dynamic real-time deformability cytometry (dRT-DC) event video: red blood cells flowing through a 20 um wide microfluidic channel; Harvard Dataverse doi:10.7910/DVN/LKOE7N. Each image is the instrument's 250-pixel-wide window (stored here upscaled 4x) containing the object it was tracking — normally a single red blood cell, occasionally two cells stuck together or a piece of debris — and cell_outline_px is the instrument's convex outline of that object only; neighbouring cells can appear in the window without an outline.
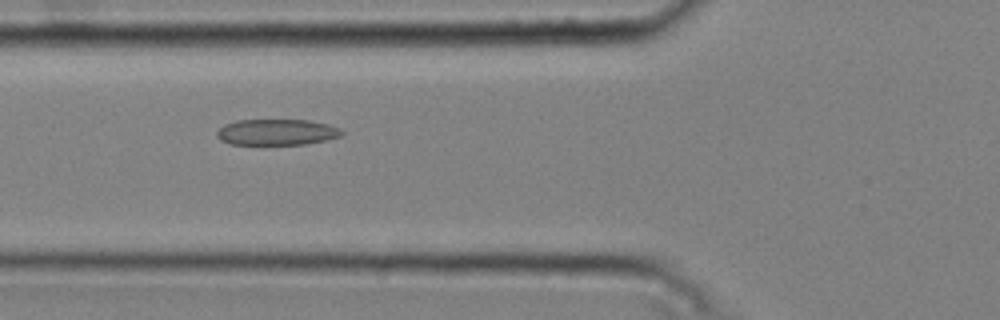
{"species": "common noctule bat (a hibernating species)", "species_latin": "Nyctalus noctula", "temperature_condition": "cold", "stored_images_in_passage": 31, "camera_frame_rate_fps": 3000, "um_per_image_px": 0.085, "animal": {"sex": "male", "body_mass_g": 20.4}, "frame": {"image": 1, "passage_image": 4, "time_ms": 1.0, "image_size_px": [1000, 320], "cell_outline_px": [[344, 132], [340, 136], [328, 140], [304, 144], [264, 148], [232, 144], [220, 140], [216, 136], [216, 132], [224, 124], [236, 120], [308, 120], [328, 124], [340, 128]], "centroid_in_image_um": [23.48, 11.28], "position_along_channel_um": 102.3, "area_um2": 20.0}}
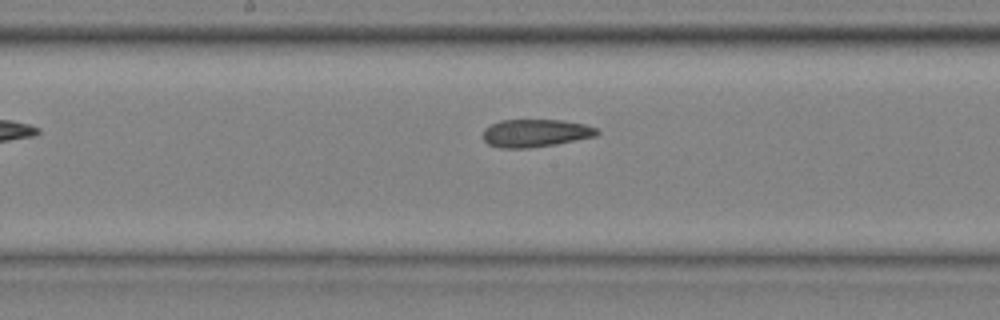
{"frame": {"image": 2, "passage_image": 12, "time_ms": 3.667, "image_size_px": [1000, 320], "cell_outline_px": [[600, 132], [596, 136], [556, 144], [528, 148], [500, 148], [488, 144], [484, 140], [484, 128], [500, 120], [560, 120], [584, 124], [596, 128]], "centroid_in_image_um": [45.51, 11.31], "position_along_channel_um": 202.7, "area_um2": 18.38}}
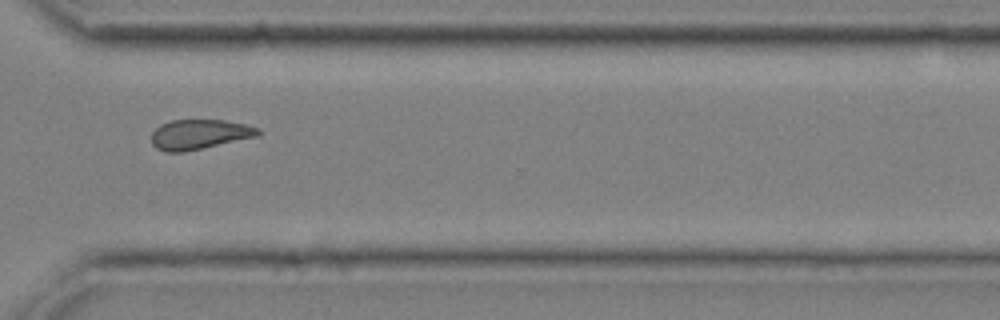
{"frame": {"image": 3, "passage_image": 24, "time_ms": 7.667, "image_size_px": [1000, 320], "cell_outline_px": [[260, 132], [256, 136], [184, 152], [164, 152], [156, 148], [152, 144], [152, 132], [160, 124], [172, 120], [224, 120], [244, 124], [260, 128]], "centroid_in_image_um": [16.9, 11.42], "position_along_channel_um": 353.7, "area_um2": 18.38}, "authors_computed_cell_mechanics": {"area_um2": 18.6694, "velocity_mm_per_s": 3.7615, "shape_relaxation_time_tau1_ms": null, "shape_relaxation_time_tau2_ms": 2.4553, "deformation_change_tau1": null, "deformation_change_tau2": 0.0911}}